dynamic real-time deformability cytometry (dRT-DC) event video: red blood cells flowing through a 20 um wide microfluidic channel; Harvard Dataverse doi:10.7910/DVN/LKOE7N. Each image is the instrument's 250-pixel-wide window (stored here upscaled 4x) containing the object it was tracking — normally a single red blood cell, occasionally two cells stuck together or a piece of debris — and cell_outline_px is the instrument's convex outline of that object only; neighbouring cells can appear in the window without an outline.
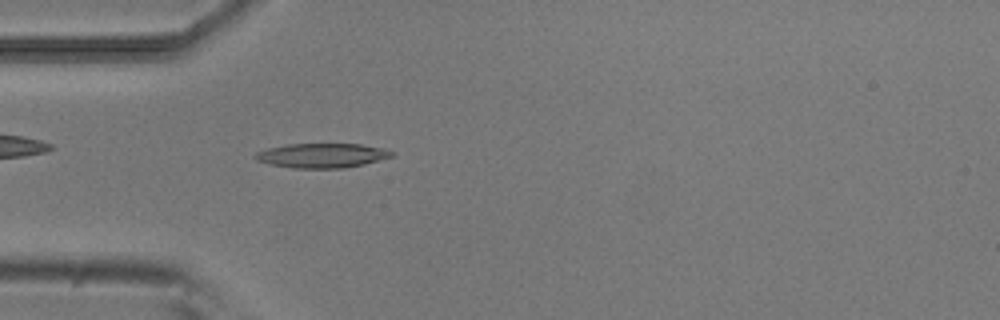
{"species": "common noctule bat (a hibernating species)", "species_latin": "Nyctalus noctula", "temperature_condition": "room temperature", "stored_images_in_passage": 48, "camera_frame_rate_fps": 3000, "um_per_image_px": 0.085, "animal": {"sex": "male", "body_mass_g": 20.5, "forearm_length_mm": 52.5}, "frame": {"image": 1, "passage_image": 14, "time_ms": 4.333, "image_size_px": [1000, 320], "cell_outline_px": [[396, 156], [364, 164], [344, 168], [292, 168], [268, 164], [256, 160], [252, 156], [256, 152], [268, 148], [288, 144], [360, 144], [384, 148], [396, 152]], "centroid_in_image_um": [27.39, 13.22], "position_along_channel_um": 57.6, "area_um2": 19.71}}
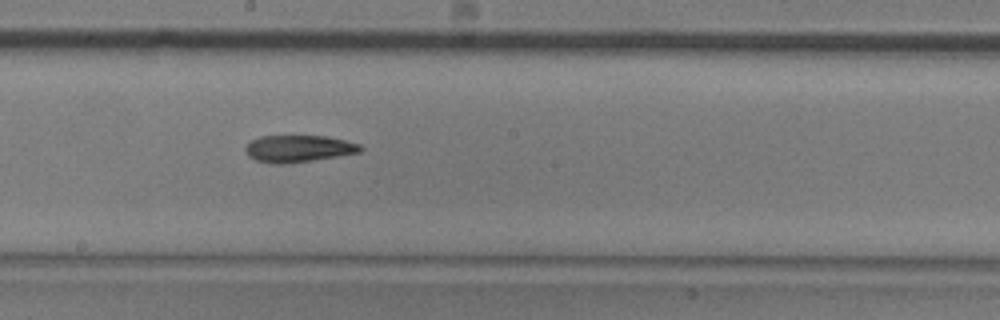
{"frame": {"image": 2, "passage_image": 27, "time_ms": 8.667, "image_size_px": [1000, 320], "cell_outline_px": [[364, 148], [360, 152], [288, 164], [272, 164], [256, 160], [248, 156], [244, 148], [252, 140], [260, 136], [328, 136], [360, 144]], "centroid_in_image_um": [25.36, 12.63], "position_along_channel_um": 222.8, "area_um2": 18.03}}
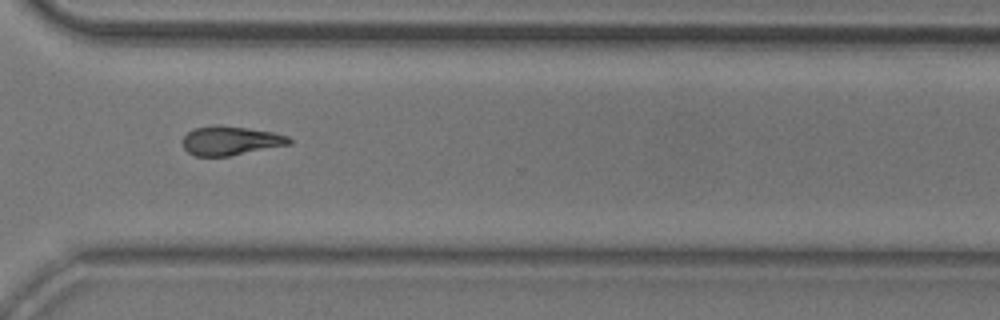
{"frame": {"image": 3, "passage_image": 37, "time_ms": 12.0, "image_size_px": [1000, 320], "cell_outline_px": [[292, 144], [228, 156], [196, 156], [188, 152], [184, 148], [184, 136], [188, 132], [196, 128], [216, 124], [248, 128], [272, 132], [288, 136], [292, 140]], "centroid_in_image_um": [19.62, 11.95], "position_along_channel_um": 351.0, "area_um2": 17.92}, "authors_computed_cell_mechanics": {"area_um2": 18.2937, "velocity_mm_per_s": 3.8602, "shape_relaxation_time_tau1_ms": 4.717, "shape_relaxation_time_tau2_ms": null, "deformation_change_tau1": 0.1409, "deformation_change_tau2": null}}